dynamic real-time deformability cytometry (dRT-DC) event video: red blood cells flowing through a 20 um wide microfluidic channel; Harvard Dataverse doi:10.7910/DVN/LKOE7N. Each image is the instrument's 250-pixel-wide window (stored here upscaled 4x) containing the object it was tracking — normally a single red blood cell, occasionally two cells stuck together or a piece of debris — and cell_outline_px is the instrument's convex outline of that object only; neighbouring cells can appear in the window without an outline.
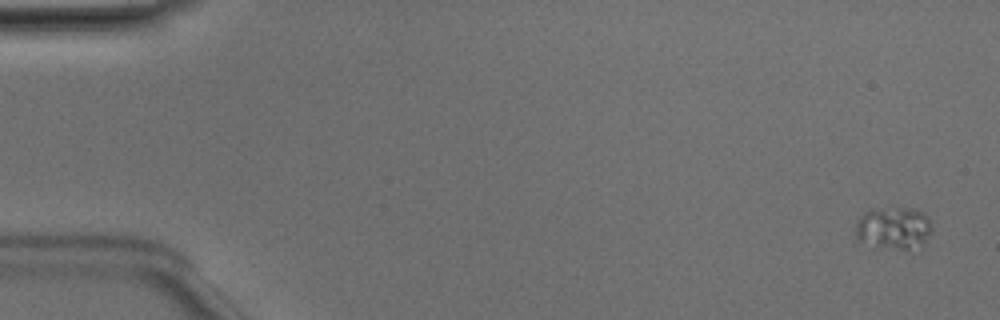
{"species": "Egyptian fruit bat (a non-hibernating species)", "species_latin": "Rousettus aegyptiacus", "temperature_condition": "room temperature", "stored_images_in_passage": 5, "camera_frame_rate_fps": 3000, "um_per_image_px": 0.085, "animal": {"sex": "male"}, "frame": {"image": 1, "passage_image": 1, "time_ms": 0.0, "image_size_px": [1000, 320], "cell_outline_px": [[932, 232], [920, 244], [904, 252], [872, 248], [860, 244], [856, 240], [856, 224], [860, 216], [868, 208], [912, 208], [924, 212], [928, 216], [932, 228]], "centroid_in_image_um": [75.89, 19.43], "position_along_channel_um": 9.1, "area_um2": 19.88}}